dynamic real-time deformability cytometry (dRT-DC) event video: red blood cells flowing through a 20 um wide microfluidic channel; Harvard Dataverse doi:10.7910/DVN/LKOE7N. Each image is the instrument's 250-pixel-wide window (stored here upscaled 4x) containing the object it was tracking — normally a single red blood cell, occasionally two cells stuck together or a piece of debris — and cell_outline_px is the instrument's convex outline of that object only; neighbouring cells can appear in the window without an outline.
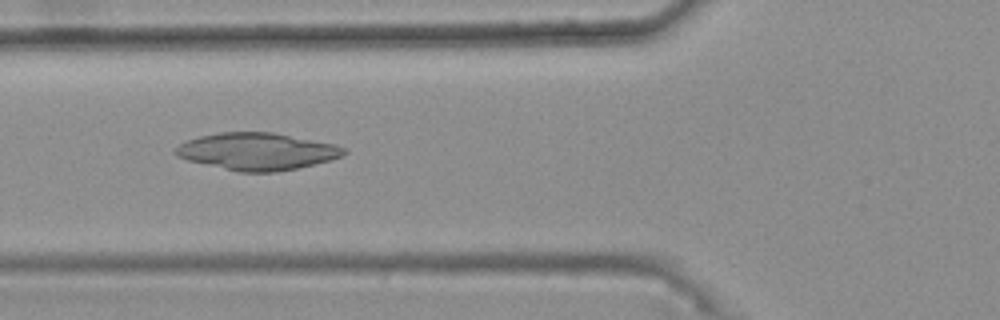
{"species": "common noctule bat (a hibernating species)", "species_latin": "Nyctalus noctula", "temperature_condition": "warm", "stored_images_in_passage": 47, "camera_frame_rate_fps": 3000, "um_per_image_px": 0.085, "animal": {"sex": "female", "body_mass_g": 25.1}, "frame": {"image": 1, "passage_image": 20, "time_ms": 6.333, "image_size_px": [1000, 320], "cell_outline_px": [[348, 152], [344, 156], [296, 168], [276, 172], [240, 172], [188, 160], [176, 156], [172, 152], [180, 144], [188, 140], [200, 136], [220, 132], [272, 132], [336, 144], [348, 148]], "centroid_in_image_um": [21.88, 12.86], "position_along_channel_um": 103.9, "area_um2": 36.3}}
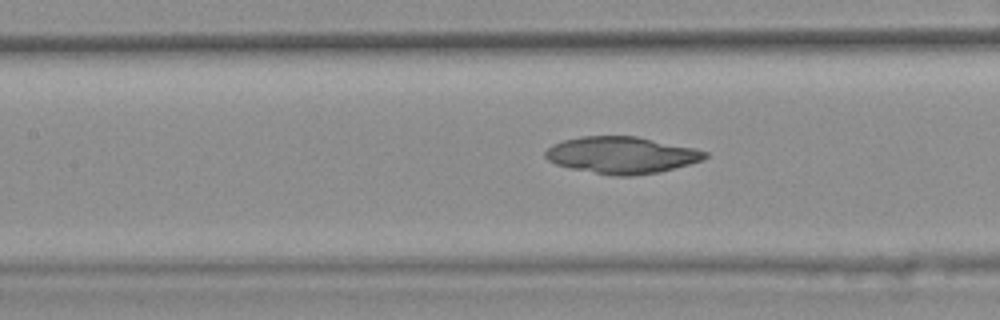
{"frame": {"image": 2, "passage_image": 24, "time_ms": 7.667, "image_size_px": [1000, 320], "cell_outline_px": [[708, 156], [704, 160], [660, 172], [632, 176], [616, 176], [572, 168], [556, 164], [548, 160], [544, 156], [544, 152], [552, 144], [564, 140], [580, 136], [636, 136], [696, 148], [708, 152]], "centroid_in_image_um": [52.87, 13.17], "position_along_channel_um": 154.5, "area_um2": 34.28}}
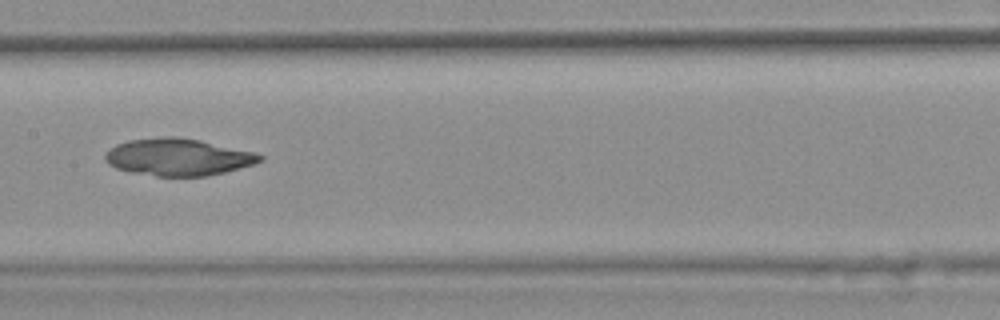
{"frame": {"image": 3, "passage_image": 27, "time_ms": 8.667, "image_size_px": [1000, 320], "cell_outline_px": [[264, 160], [256, 164], [224, 172], [204, 176], [156, 176], [132, 172], [116, 168], [108, 164], [104, 160], [104, 152], [108, 148], [116, 144], [128, 140], [164, 136], [176, 136], [200, 140], [252, 152], [264, 156]], "centroid_in_image_um": [15.09, 13.34], "position_along_channel_um": 192.3, "area_um2": 33.58}}